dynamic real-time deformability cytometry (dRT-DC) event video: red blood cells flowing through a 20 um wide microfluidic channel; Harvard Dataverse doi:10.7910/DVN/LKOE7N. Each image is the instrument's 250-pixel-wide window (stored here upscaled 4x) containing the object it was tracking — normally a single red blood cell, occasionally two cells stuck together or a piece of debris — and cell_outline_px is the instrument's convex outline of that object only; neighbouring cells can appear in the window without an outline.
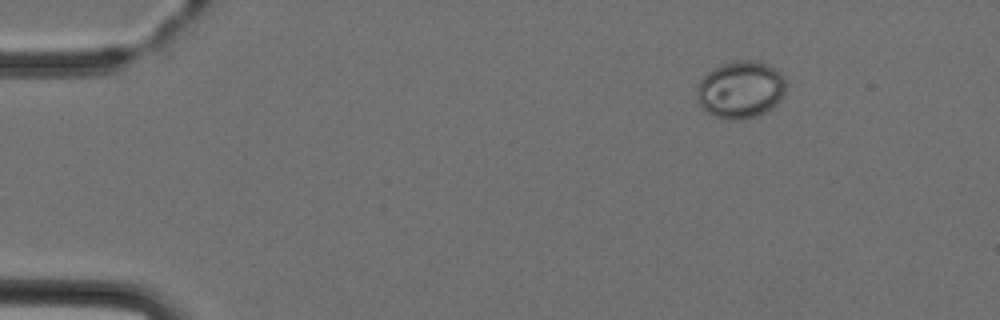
{"species": "Egyptian fruit bat (a non-hibernating species)", "species_latin": "Rousettus aegyptiacus", "temperature_condition": "cold", "stored_images_in_passage": 4, "camera_frame_rate_fps": 3000, "um_per_image_px": 0.085, "animal": {"sex": "female"}, "frame": {"image": 1, "passage_image": 1, "time_ms": 0.0, "image_size_px": [1000, 320], "cell_outline_px": [[784, 96], [776, 104], [764, 112], [756, 116], [740, 120], [728, 120], [716, 116], [708, 112], [700, 104], [696, 96], [696, 88], [700, 80], [712, 68], [720, 64], [736, 60], [752, 60], [768, 64], [776, 68], [780, 72], [784, 80]], "centroid_in_image_um": [62.93, 7.6], "position_along_channel_um": 22.1, "area_um2": 29.77}}